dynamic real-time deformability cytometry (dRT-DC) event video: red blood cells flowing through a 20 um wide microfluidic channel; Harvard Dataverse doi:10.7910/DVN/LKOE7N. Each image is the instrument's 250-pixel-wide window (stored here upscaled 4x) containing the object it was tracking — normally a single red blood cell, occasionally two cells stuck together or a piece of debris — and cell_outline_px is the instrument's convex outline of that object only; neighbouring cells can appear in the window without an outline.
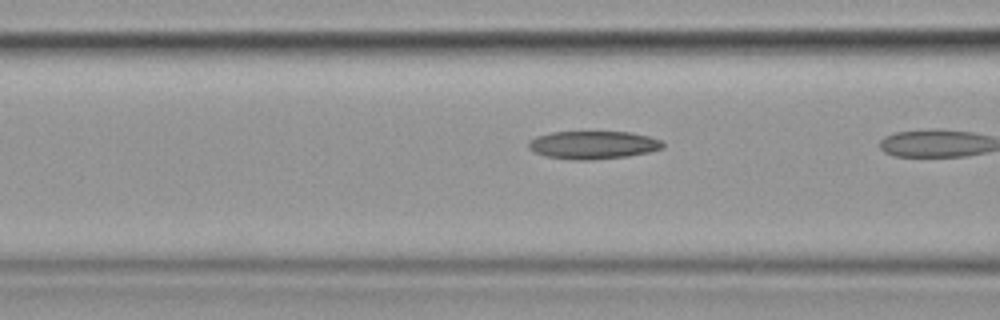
{"species": "common noctule bat (a hibernating species)", "species_latin": "Nyctalus noctula", "temperature_condition": "cold", "stored_images_in_passage": 11, "camera_frame_rate_fps": 3000, "um_per_image_px": 0.085, "animal": {"sex": "female", "body_mass_g": 19.9}, "frame": {"image": 1, "passage_image": 10, "time_ms": 3.0, "image_size_px": [1000, 320], "cell_outline_px": [[664, 148], [648, 152], [628, 156], [592, 160], [572, 160], [544, 156], [528, 148], [528, 140], [536, 136], [552, 132], [632, 132], [648, 136], [660, 140], [664, 144]], "centroid_in_image_um": [50.39, 12.32], "position_along_channel_um": 116.2, "area_um2": 22.02}}